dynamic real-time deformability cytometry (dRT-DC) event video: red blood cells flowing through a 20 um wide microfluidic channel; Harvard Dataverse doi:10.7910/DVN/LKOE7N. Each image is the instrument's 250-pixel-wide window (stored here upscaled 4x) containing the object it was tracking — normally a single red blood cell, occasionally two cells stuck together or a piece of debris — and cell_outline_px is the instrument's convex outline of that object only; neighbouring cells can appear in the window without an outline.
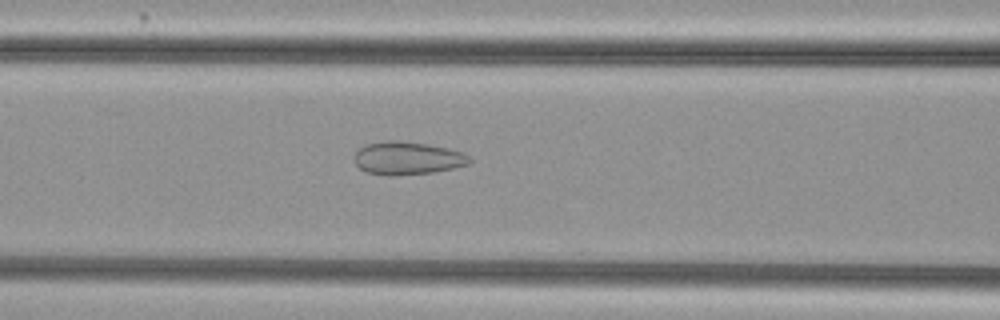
{"species": "common noctule bat (a hibernating species)", "species_latin": "Nyctalus noctula", "temperature_condition": "cold", "stored_images_in_passage": 54, "camera_frame_rate_fps": 3000, "um_per_image_px": 0.085, "animal": {"sex": "female", "body_mass_g": 29.2, "forearm_length_mm": 56.3}, "frame": {"image": 1, "passage_image": 23, "time_ms": 7.333, "image_size_px": [1000, 320], "cell_outline_px": [[472, 160], [468, 164], [452, 168], [432, 172], [392, 176], [388, 176], [368, 172], [360, 168], [356, 164], [352, 156], [360, 148], [368, 144], [384, 140], [400, 140], [428, 144], [448, 148], [464, 152], [472, 156]], "centroid_in_image_um": [34.64, 13.43], "position_along_channel_um": 132.0, "area_um2": 22.31}}
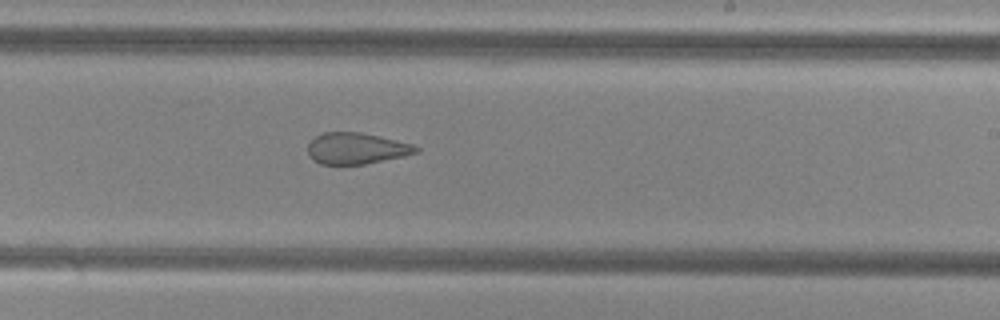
{"frame": {"image": 2, "passage_image": 33, "time_ms": 10.667, "image_size_px": [1000, 320], "cell_outline_px": [[420, 152], [404, 156], [364, 164], [320, 164], [312, 160], [308, 156], [308, 144], [316, 136], [324, 132], [360, 132], [412, 144], [420, 148]], "centroid_in_image_um": [30.28, 12.62], "position_along_channel_um": 258.7, "area_um2": 19.65}}
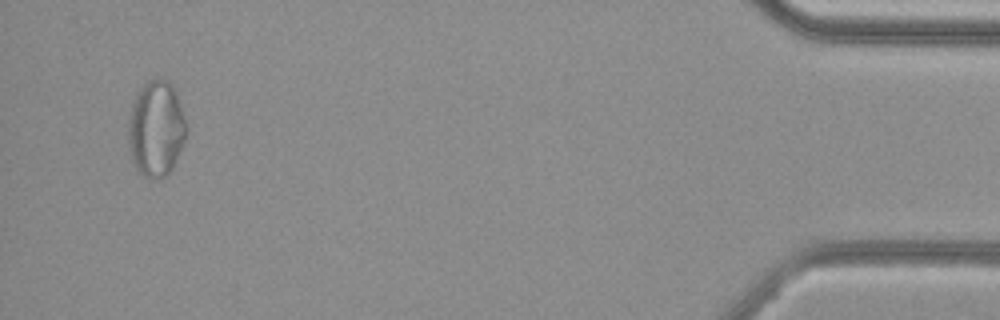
{"frame": {"image": 3, "passage_image": 52, "time_ms": 17.0, "image_size_px": [1000, 320], "cell_outline_px": [[188, 128], [184, 140], [176, 160], [172, 168], [164, 176], [144, 176], [136, 168], [132, 160], [128, 140], [128, 120], [136, 96], [144, 84], [148, 80], [168, 80], [176, 92]], "centroid_in_image_um": [13.27, 10.93], "position_along_channel_um": 421.9, "area_um2": 31.79}, "authors_computed_cell_mechanics": {"area_um2": 26.9637, "velocity_mm_per_s": 3.8118, "shape_relaxation_time_tau1_ms": null, "shape_relaxation_time_tau2_ms": 1.6161, "deformation_change_tau1": null, "deformation_change_tau2": 0.0881}}